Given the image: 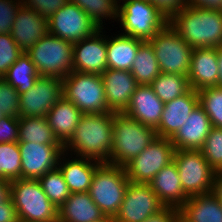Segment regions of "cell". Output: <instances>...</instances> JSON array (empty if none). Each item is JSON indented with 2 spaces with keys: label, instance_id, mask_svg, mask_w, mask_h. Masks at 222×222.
Here are the masks:
<instances>
[{
  "label": "cell",
  "instance_id": "21",
  "mask_svg": "<svg viewBox=\"0 0 222 222\" xmlns=\"http://www.w3.org/2000/svg\"><path fill=\"white\" fill-rule=\"evenodd\" d=\"M164 105L150 85H138L124 113L156 129L161 121Z\"/></svg>",
  "mask_w": 222,
  "mask_h": 222
},
{
  "label": "cell",
  "instance_id": "26",
  "mask_svg": "<svg viewBox=\"0 0 222 222\" xmlns=\"http://www.w3.org/2000/svg\"><path fill=\"white\" fill-rule=\"evenodd\" d=\"M104 217L88 192L71 193L58 208V222H95Z\"/></svg>",
  "mask_w": 222,
  "mask_h": 222
},
{
  "label": "cell",
  "instance_id": "42",
  "mask_svg": "<svg viewBox=\"0 0 222 222\" xmlns=\"http://www.w3.org/2000/svg\"><path fill=\"white\" fill-rule=\"evenodd\" d=\"M19 117L4 116L0 119V144L18 143Z\"/></svg>",
  "mask_w": 222,
  "mask_h": 222
},
{
  "label": "cell",
  "instance_id": "5",
  "mask_svg": "<svg viewBox=\"0 0 222 222\" xmlns=\"http://www.w3.org/2000/svg\"><path fill=\"white\" fill-rule=\"evenodd\" d=\"M74 43L47 34L25 53L34 63L39 76L61 80L73 71Z\"/></svg>",
  "mask_w": 222,
  "mask_h": 222
},
{
  "label": "cell",
  "instance_id": "6",
  "mask_svg": "<svg viewBox=\"0 0 222 222\" xmlns=\"http://www.w3.org/2000/svg\"><path fill=\"white\" fill-rule=\"evenodd\" d=\"M129 182L124 167L101 163L94 172L88 193L105 216L115 217Z\"/></svg>",
  "mask_w": 222,
  "mask_h": 222
},
{
  "label": "cell",
  "instance_id": "22",
  "mask_svg": "<svg viewBox=\"0 0 222 222\" xmlns=\"http://www.w3.org/2000/svg\"><path fill=\"white\" fill-rule=\"evenodd\" d=\"M216 47L194 48L191 55L188 81L195 91L218 86Z\"/></svg>",
  "mask_w": 222,
  "mask_h": 222
},
{
  "label": "cell",
  "instance_id": "34",
  "mask_svg": "<svg viewBox=\"0 0 222 222\" xmlns=\"http://www.w3.org/2000/svg\"><path fill=\"white\" fill-rule=\"evenodd\" d=\"M49 200L59 208L71 194L58 167L38 179Z\"/></svg>",
  "mask_w": 222,
  "mask_h": 222
},
{
  "label": "cell",
  "instance_id": "40",
  "mask_svg": "<svg viewBox=\"0 0 222 222\" xmlns=\"http://www.w3.org/2000/svg\"><path fill=\"white\" fill-rule=\"evenodd\" d=\"M21 0H0V34H10Z\"/></svg>",
  "mask_w": 222,
  "mask_h": 222
},
{
  "label": "cell",
  "instance_id": "19",
  "mask_svg": "<svg viewBox=\"0 0 222 222\" xmlns=\"http://www.w3.org/2000/svg\"><path fill=\"white\" fill-rule=\"evenodd\" d=\"M105 98L112 112H124L139 85L131 71L107 69L101 74Z\"/></svg>",
  "mask_w": 222,
  "mask_h": 222
},
{
  "label": "cell",
  "instance_id": "4",
  "mask_svg": "<svg viewBox=\"0 0 222 222\" xmlns=\"http://www.w3.org/2000/svg\"><path fill=\"white\" fill-rule=\"evenodd\" d=\"M13 204L20 222H58V208L42 190L38 179L10 181Z\"/></svg>",
  "mask_w": 222,
  "mask_h": 222
},
{
  "label": "cell",
  "instance_id": "29",
  "mask_svg": "<svg viewBox=\"0 0 222 222\" xmlns=\"http://www.w3.org/2000/svg\"><path fill=\"white\" fill-rule=\"evenodd\" d=\"M130 71L139 85H150L161 73L156 55L149 41H143L139 45Z\"/></svg>",
  "mask_w": 222,
  "mask_h": 222
},
{
  "label": "cell",
  "instance_id": "23",
  "mask_svg": "<svg viewBox=\"0 0 222 222\" xmlns=\"http://www.w3.org/2000/svg\"><path fill=\"white\" fill-rule=\"evenodd\" d=\"M148 185L164 206L180 209L188 200L183 191L179 172L174 161L163 167Z\"/></svg>",
  "mask_w": 222,
  "mask_h": 222
},
{
  "label": "cell",
  "instance_id": "2",
  "mask_svg": "<svg viewBox=\"0 0 222 222\" xmlns=\"http://www.w3.org/2000/svg\"><path fill=\"white\" fill-rule=\"evenodd\" d=\"M169 24L193 49L222 46V10L186 4Z\"/></svg>",
  "mask_w": 222,
  "mask_h": 222
},
{
  "label": "cell",
  "instance_id": "31",
  "mask_svg": "<svg viewBox=\"0 0 222 222\" xmlns=\"http://www.w3.org/2000/svg\"><path fill=\"white\" fill-rule=\"evenodd\" d=\"M39 75L30 57L23 52L2 77L19 94L27 92L37 81Z\"/></svg>",
  "mask_w": 222,
  "mask_h": 222
},
{
  "label": "cell",
  "instance_id": "33",
  "mask_svg": "<svg viewBox=\"0 0 222 222\" xmlns=\"http://www.w3.org/2000/svg\"><path fill=\"white\" fill-rule=\"evenodd\" d=\"M79 6L99 29L103 28V19L118 18L119 0H68Z\"/></svg>",
  "mask_w": 222,
  "mask_h": 222
},
{
  "label": "cell",
  "instance_id": "39",
  "mask_svg": "<svg viewBox=\"0 0 222 222\" xmlns=\"http://www.w3.org/2000/svg\"><path fill=\"white\" fill-rule=\"evenodd\" d=\"M20 94L17 90L0 78V111L5 116L19 117Z\"/></svg>",
  "mask_w": 222,
  "mask_h": 222
},
{
  "label": "cell",
  "instance_id": "32",
  "mask_svg": "<svg viewBox=\"0 0 222 222\" xmlns=\"http://www.w3.org/2000/svg\"><path fill=\"white\" fill-rule=\"evenodd\" d=\"M150 86L164 103L186 94L191 89L188 76L169 73H160Z\"/></svg>",
  "mask_w": 222,
  "mask_h": 222
},
{
  "label": "cell",
  "instance_id": "7",
  "mask_svg": "<svg viewBox=\"0 0 222 222\" xmlns=\"http://www.w3.org/2000/svg\"><path fill=\"white\" fill-rule=\"evenodd\" d=\"M118 5V21L122 34L149 41L168 23L169 19L148 0H123Z\"/></svg>",
  "mask_w": 222,
  "mask_h": 222
},
{
  "label": "cell",
  "instance_id": "46",
  "mask_svg": "<svg viewBox=\"0 0 222 222\" xmlns=\"http://www.w3.org/2000/svg\"><path fill=\"white\" fill-rule=\"evenodd\" d=\"M186 2L199 8L222 10V0H186Z\"/></svg>",
  "mask_w": 222,
  "mask_h": 222
},
{
  "label": "cell",
  "instance_id": "10",
  "mask_svg": "<svg viewBox=\"0 0 222 222\" xmlns=\"http://www.w3.org/2000/svg\"><path fill=\"white\" fill-rule=\"evenodd\" d=\"M161 73L188 76L193 48L168 23L149 40Z\"/></svg>",
  "mask_w": 222,
  "mask_h": 222
},
{
  "label": "cell",
  "instance_id": "45",
  "mask_svg": "<svg viewBox=\"0 0 222 222\" xmlns=\"http://www.w3.org/2000/svg\"><path fill=\"white\" fill-rule=\"evenodd\" d=\"M0 222H20L11 197L0 202Z\"/></svg>",
  "mask_w": 222,
  "mask_h": 222
},
{
  "label": "cell",
  "instance_id": "14",
  "mask_svg": "<svg viewBox=\"0 0 222 222\" xmlns=\"http://www.w3.org/2000/svg\"><path fill=\"white\" fill-rule=\"evenodd\" d=\"M164 205L148 184L129 182L115 222H143Z\"/></svg>",
  "mask_w": 222,
  "mask_h": 222
},
{
  "label": "cell",
  "instance_id": "49",
  "mask_svg": "<svg viewBox=\"0 0 222 222\" xmlns=\"http://www.w3.org/2000/svg\"><path fill=\"white\" fill-rule=\"evenodd\" d=\"M218 87H222V46H217Z\"/></svg>",
  "mask_w": 222,
  "mask_h": 222
},
{
  "label": "cell",
  "instance_id": "13",
  "mask_svg": "<svg viewBox=\"0 0 222 222\" xmlns=\"http://www.w3.org/2000/svg\"><path fill=\"white\" fill-rule=\"evenodd\" d=\"M62 97L60 78L39 76L31 89L20 94L19 117H46Z\"/></svg>",
  "mask_w": 222,
  "mask_h": 222
},
{
  "label": "cell",
  "instance_id": "8",
  "mask_svg": "<svg viewBox=\"0 0 222 222\" xmlns=\"http://www.w3.org/2000/svg\"><path fill=\"white\" fill-rule=\"evenodd\" d=\"M63 81V96L83 114L112 112L101 75L71 71Z\"/></svg>",
  "mask_w": 222,
  "mask_h": 222
},
{
  "label": "cell",
  "instance_id": "50",
  "mask_svg": "<svg viewBox=\"0 0 222 222\" xmlns=\"http://www.w3.org/2000/svg\"><path fill=\"white\" fill-rule=\"evenodd\" d=\"M95 222H115L114 217L105 216L103 219L95 221Z\"/></svg>",
  "mask_w": 222,
  "mask_h": 222
},
{
  "label": "cell",
  "instance_id": "38",
  "mask_svg": "<svg viewBox=\"0 0 222 222\" xmlns=\"http://www.w3.org/2000/svg\"><path fill=\"white\" fill-rule=\"evenodd\" d=\"M22 53L23 51L15 43L11 34H0V78Z\"/></svg>",
  "mask_w": 222,
  "mask_h": 222
},
{
  "label": "cell",
  "instance_id": "25",
  "mask_svg": "<svg viewBox=\"0 0 222 222\" xmlns=\"http://www.w3.org/2000/svg\"><path fill=\"white\" fill-rule=\"evenodd\" d=\"M82 115L83 113L64 96L47 113L48 124L63 146L73 136Z\"/></svg>",
  "mask_w": 222,
  "mask_h": 222
},
{
  "label": "cell",
  "instance_id": "16",
  "mask_svg": "<svg viewBox=\"0 0 222 222\" xmlns=\"http://www.w3.org/2000/svg\"><path fill=\"white\" fill-rule=\"evenodd\" d=\"M102 30L99 29L92 36L74 43L73 71L101 75L108 69L106 48L108 36H105Z\"/></svg>",
  "mask_w": 222,
  "mask_h": 222
},
{
  "label": "cell",
  "instance_id": "51",
  "mask_svg": "<svg viewBox=\"0 0 222 222\" xmlns=\"http://www.w3.org/2000/svg\"><path fill=\"white\" fill-rule=\"evenodd\" d=\"M5 115L0 111V119H2Z\"/></svg>",
  "mask_w": 222,
  "mask_h": 222
},
{
  "label": "cell",
  "instance_id": "15",
  "mask_svg": "<svg viewBox=\"0 0 222 222\" xmlns=\"http://www.w3.org/2000/svg\"><path fill=\"white\" fill-rule=\"evenodd\" d=\"M21 153V178L39 179L48 171L58 167L62 144L18 143Z\"/></svg>",
  "mask_w": 222,
  "mask_h": 222
},
{
  "label": "cell",
  "instance_id": "27",
  "mask_svg": "<svg viewBox=\"0 0 222 222\" xmlns=\"http://www.w3.org/2000/svg\"><path fill=\"white\" fill-rule=\"evenodd\" d=\"M179 213L180 222H222V205L213 192L188 198Z\"/></svg>",
  "mask_w": 222,
  "mask_h": 222
},
{
  "label": "cell",
  "instance_id": "41",
  "mask_svg": "<svg viewBox=\"0 0 222 222\" xmlns=\"http://www.w3.org/2000/svg\"><path fill=\"white\" fill-rule=\"evenodd\" d=\"M67 2L68 0H21L24 7L33 9L45 19H48Z\"/></svg>",
  "mask_w": 222,
  "mask_h": 222
},
{
  "label": "cell",
  "instance_id": "36",
  "mask_svg": "<svg viewBox=\"0 0 222 222\" xmlns=\"http://www.w3.org/2000/svg\"><path fill=\"white\" fill-rule=\"evenodd\" d=\"M199 105L209 116L213 127L222 128V87L213 86L198 91Z\"/></svg>",
  "mask_w": 222,
  "mask_h": 222
},
{
  "label": "cell",
  "instance_id": "11",
  "mask_svg": "<svg viewBox=\"0 0 222 222\" xmlns=\"http://www.w3.org/2000/svg\"><path fill=\"white\" fill-rule=\"evenodd\" d=\"M174 151L171 139L157 136L124 166L127 178L132 183L148 184L163 167L173 161Z\"/></svg>",
  "mask_w": 222,
  "mask_h": 222
},
{
  "label": "cell",
  "instance_id": "47",
  "mask_svg": "<svg viewBox=\"0 0 222 222\" xmlns=\"http://www.w3.org/2000/svg\"><path fill=\"white\" fill-rule=\"evenodd\" d=\"M11 183L8 180L0 179V202L10 198Z\"/></svg>",
  "mask_w": 222,
  "mask_h": 222
},
{
  "label": "cell",
  "instance_id": "20",
  "mask_svg": "<svg viewBox=\"0 0 222 222\" xmlns=\"http://www.w3.org/2000/svg\"><path fill=\"white\" fill-rule=\"evenodd\" d=\"M212 128L209 116L198 104L171 138L175 150H201Z\"/></svg>",
  "mask_w": 222,
  "mask_h": 222
},
{
  "label": "cell",
  "instance_id": "44",
  "mask_svg": "<svg viewBox=\"0 0 222 222\" xmlns=\"http://www.w3.org/2000/svg\"><path fill=\"white\" fill-rule=\"evenodd\" d=\"M143 222H180L179 209L164 206L161 210L154 213Z\"/></svg>",
  "mask_w": 222,
  "mask_h": 222
},
{
  "label": "cell",
  "instance_id": "48",
  "mask_svg": "<svg viewBox=\"0 0 222 222\" xmlns=\"http://www.w3.org/2000/svg\"><path fill=\"white\" fill-rule=\"evenodd\" d=\"M213 193L219 199L222 205V172H217L214 180Z\"/></svg>",
  "mask_w": 222,
  "mask_h": 222
},
{
  "label": "cell",
  "instance_id": "1",
  "mask_svg": "<svg viewBox=\"0 0 222 222\" xmlns=\"http://www.w3.org/2000/svg\"><path fill=\"white\" fill-rule=\"evenodd\" d=\"M112 140L113 112L83 114L73 136L64 145V151L70 150L78 157L109 163Z\"/></svg>",
  "mask_w": 222,
  "mask_h": 222
},
{
  "label": "cell",
  "instance_id": "3",
  "mask_svg": "<svg viewBox=\"0 0 222 222\" xmlns=\"http://www.w3.org/2000/svg\"><path fill=\"white\" fill-rule=\"evenodd\" d=\"M157 136L154 128L140 123L124 112H113V140L109 163L124 167Z\"/></svg>",
  "mask_w": 222,
  "mask_h": 222
},
{
  "label": "cell",
  "instance_id": "28",
  "mask_svg": "<svg viewBox=\"0 0 222 222\" xmlns=\"http://www.w3.org/2000/svg\"><path fill=\"white\" fill-rule=\"evenodd\" d=\"M107 39L108 69L130 71L139 49V45L143 40L122 33Z\"/></svg>",
  "mask_w": 222,
  "mask_h": 222
},
{
  "label": "cell",
  "instance_id": "24",
  "mask_svg": "<svg viewBox=\"0 0 222 222\" xmlns=\"http://www.w3.org/2000/svg\"><path fill=\"white\" fill-rule=\"evenodd\" d=\"M67 154L69 155V153L65 151L61 154L58 168L60 169L70 192H88L94 172L101 163L88 158H78V156H76L77 158H68L67 160L64 157L65 155L67 157Z\"/></svg>",
  "mask_w": 222,
  "mask_h": 222
},
{
  "label": "cell",
  "instance_id": "9",
  "mask_svg": "<svg viewBox=\"0 0 222 222\" xmlns=\"http://www.w3.org/2000/svg\"><path fill=\"white\" fill-rule=\"evenodd\" d=\"M173 161L188 198L213 192L217 172L210 166L201 150H175Z\"/></svg>",
  "mask_w": 222,
  "mask_h": 222
},
{
  "label": "cell",
  "instance_id": "17",
  "mask_svg": "<svg viewBox=\"0 0 222 222\" xmlns=\"http://www.w3.org/2000/svg\"><path fill=\"white\" fill-rule=\"evenodd\" d=\"M198 104V91L192 88L186 94L166 102L159 126L155 129L157 135L171 139Z\"/></svg>",
  "mask_w": 222,
  "mask_h": 222
},
{
  "label": "cell",
  "instance_id": "18",
  "mask_svg": "<svg viewBox=\"0 0 222 222\" xmlns=\"http://www.w3.org/2000/svg\"><path fill=\"white\" fill-rule=\"evenodd\" d=\"M48 33V20L21 4L10 33L18 47L26 52Z\"/></svg>",
  "mask_w": 222,
  "mask_h": 222
},
{
  "label": "cell",
  "instance_id": "12",
  "mask_svg": "<svg viewBox=\"0 0 222 222\" xmlns=\"http://www.w3.org/2000/svg\"><path fill=\"white\" fill-rule=\"evenodd\" d=\"M47 20L49 34L72 43L88 38L99 30L89 16L70 1Z\"/></svg>",
  "mask_w": 222,
  "mask_h": 222
},
{
  "label": "cell",
  "instance_id": "30",
  "mask_svg": "<svg viewBox=\"0 0 222 222\" xmlns=\"http://www.w3.org/2000/svg\"><path fill=\"white\" fill-rule=\"evenodd\" d=\"M18 143L61 144L46 117H19Z\"/></svg>",
  "mask_w": 222,
  "mask_h": 222
},
{
  "label": "cell",
  "instance_id": "43",
  "mask_svg": "<svg viewBox=\"0 0 222 222\" xmlns=\"http://www.w3.org/2000/svg\"><path fill=\"white\" fill-rule=\"evenodd\" d=\"M157 7L168 19H170L180 8L184 7L186 0H148Z\"/></svg>",
  "mask_w": 222,
  "mask_h": 222
},
{
  "label": "cell",
  "instance_id": "35",
  "mask_svg": "<svg viewBox=\"0 0 222 222\" xmlns=\"http://www.w3.org/2000/svg\"><path fill=\"white\" fill-rule=\"evenodd\" d=\"M21 178V153L18 143L0 144V179L13 181Z\"/></svg>",
  "mask_w": 222,
  "mask_h": 222
},
{
  "label": "cell",
  "instance_id": "37",
  "mask_svg": "<svg viewBox=\"0 0 222 222\" xmlns=\"http://www.w3.org/2000/svg\"><path fill=\"white\" fill-rule=\"evenodd\" d=\"M201 151L210 166L222 172V128L212 126Z\"/></svg>",
  "mask_w": 222,
  "mask_h": 222
}]
</instances>
